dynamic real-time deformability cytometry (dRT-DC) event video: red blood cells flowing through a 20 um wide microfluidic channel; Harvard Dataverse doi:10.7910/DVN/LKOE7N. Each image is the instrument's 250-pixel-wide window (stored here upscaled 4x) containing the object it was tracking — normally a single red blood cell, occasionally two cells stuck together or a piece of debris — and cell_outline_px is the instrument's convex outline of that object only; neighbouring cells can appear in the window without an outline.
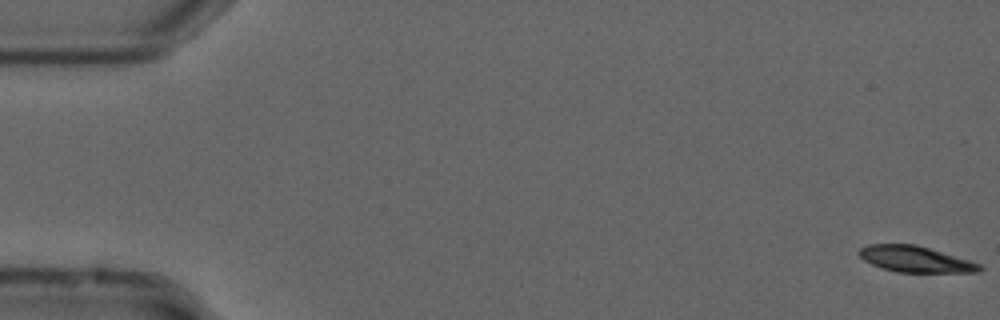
{"species": "common noctule bat (a hibernating species)", "species_latin": "Nyctalus noctula", "temperature_condition": "cold", "stored_images_in_passage": 55, "camera_frame_rate_fps": 3000, "um_per_image_px": 0.085, "animal": {"sex": "male", "forearm_length_mm": 52.5}, "frame": {"image": 1, "passage_image": 1, "time_ms": 0.0, "image_size_px": [1000, 320], "cell_outline_px": [[984, 268], [980, 272], [896, 272], [872, 264], [864, 260], [856, 252], [860, 248], [868, 244], [916, 244], [968, 260], [980, 264]], "centroid_in_image_um": [77.78, 22.02], "position_along_channel_um": 7.2, "area_um2": 18.15}}
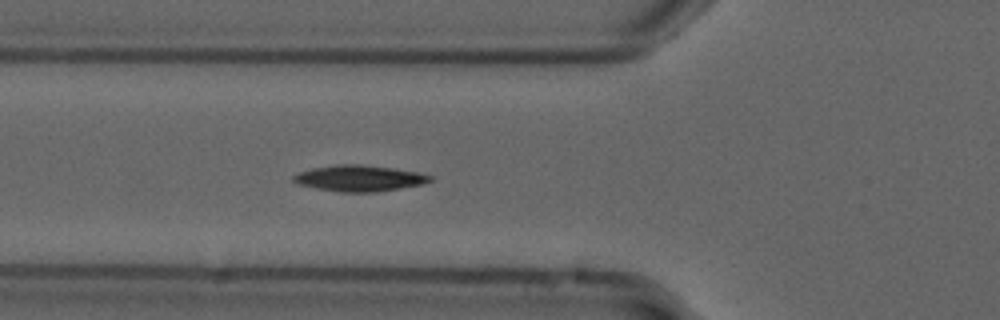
{"frame": {"image": 2, "passage_image": 20, "time_ms": 6.333, "image_size_px": [1000, 320], "cell_outline_px": [[432, 180], [424, 184], [376, 192], [340, 192], [316, 188], [300, 184], [292, 180], [292, 176], [300, 172], [312, 168], [336, 164], [360, 164], [392, 168], [416, 172], [432, 176]], "centroid_in_image_um": [30.54, 15.15], "position_along_channel_um": 95.3, "area_um2": 20.63}}
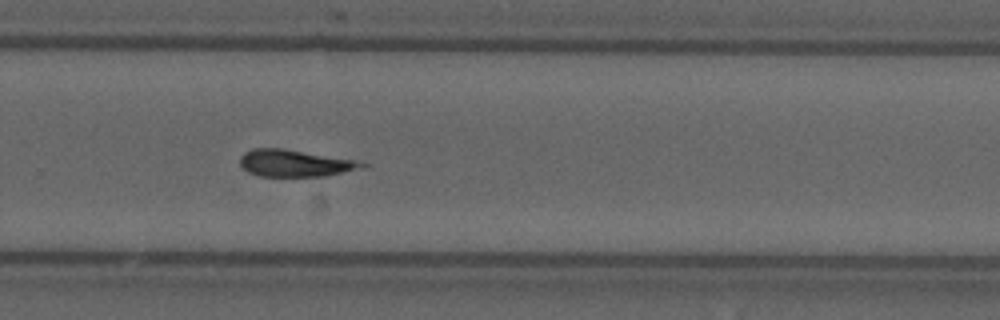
{"frame": {"image": 3, "passage_image": 37, "time_ms": 12.0, "image_size_px": [1000, 320], "cell_outline_px": [[368, 164], [364, 168], [324, 176], [260, 176], [248, 172], [240, 164], [240, 156], [244, 152], [252, 148], [284, 148], [364, 160]], "centroid_in_image_um": [25.16, 13.85], "position_along_channel_um": 304.6, "area_um2": 19.65}}